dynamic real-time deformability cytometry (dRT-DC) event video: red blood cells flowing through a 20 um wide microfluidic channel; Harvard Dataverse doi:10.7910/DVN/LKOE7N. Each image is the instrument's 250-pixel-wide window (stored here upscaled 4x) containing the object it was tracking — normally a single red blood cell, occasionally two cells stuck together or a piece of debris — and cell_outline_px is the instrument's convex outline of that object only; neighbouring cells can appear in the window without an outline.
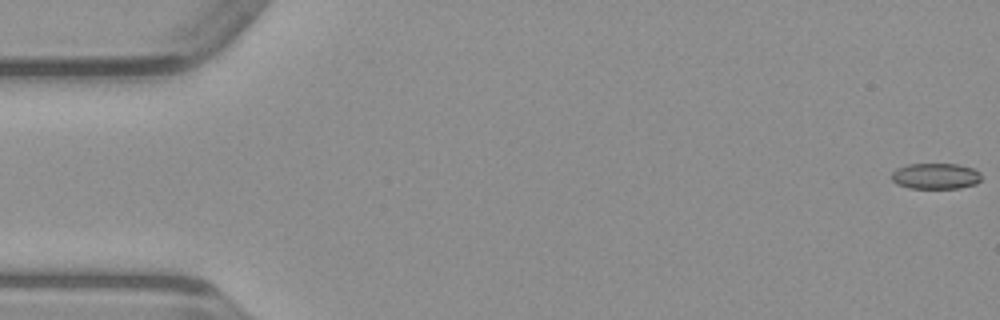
{"species": "common noctule bat (a hibernating species)", "species_latin": "Nyctalus noctula", "temperature_condition": "warm", "stored_images_in_passage": 50, "camera_frame_rate_fps": 3000, "um_per_image_px": 0.085, "animal": {"sex": "male", "body_mass_g": 23.1, "forearm_length_mm": 52.7}, "frame": {"image": 1, "passage_image": 1, "time_ms": 0.0, "image_size_px": [1000, 320], "cell_outline_px": [[980, 180], [976, 184], [960, 188], [908, 188], [896, 184], [892, 180], [892, 172], [896, 168], [908, 164], [960, 164], [972, 168], [980, 172]], "centroid_in_image_um": [79.51, 14.97], "position_along_channel_um": 5.5, "area_um2": 13.64}}
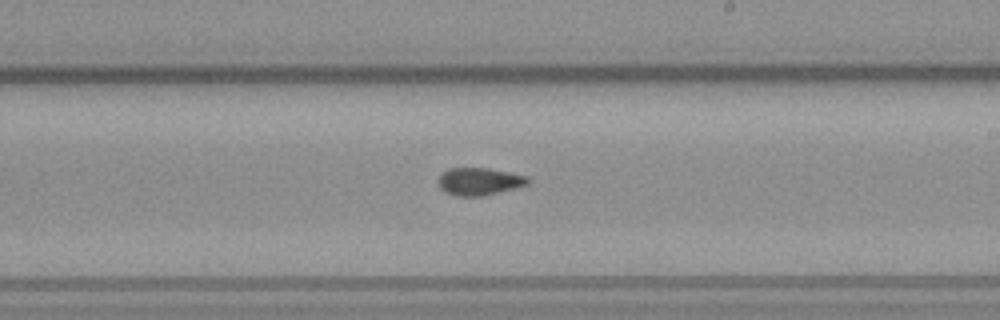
{"frame": {"image": 2, "passage_image": 29, "time_ms": 9.333, "image_size_px": [1000, 320], "cell_outline_px": [[528, 184], [516, 188], [480, 196], [456, 196], [444, 192], [440, 188], [440, 176], [448, 168], [488, 168], [528, 176]], "centroid_in_image_um": [40.74, 15.42], "position_along_channel_um": 248.3, "area_um2": 14.16}}
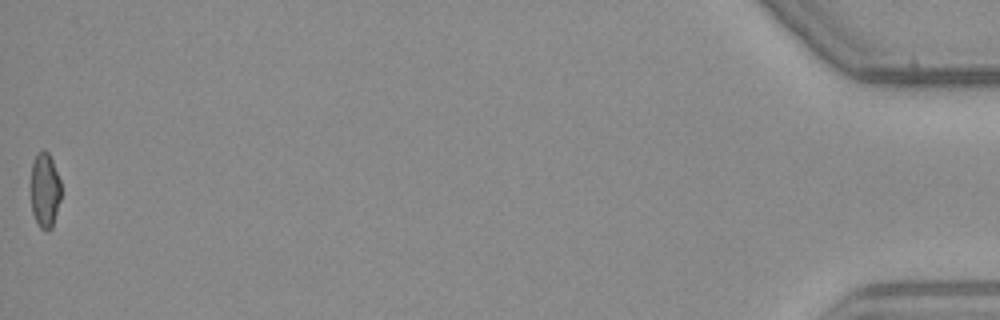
{"frame": {"image": 3, "passage_image": 50, "time_ms": 16.333, "image_size_px": [1000, 320], "cell_outline_px": [[60, 200], [52, 228], [40, 228], [32, 212], [32, 164], [36, 152], [44, 148], [48, 152], [52, 160], [60, 180]], "centroid_in_image_um": [3.82, 16.11], "position_along_channel_um": 431.4, "area_um2": 12.95}}